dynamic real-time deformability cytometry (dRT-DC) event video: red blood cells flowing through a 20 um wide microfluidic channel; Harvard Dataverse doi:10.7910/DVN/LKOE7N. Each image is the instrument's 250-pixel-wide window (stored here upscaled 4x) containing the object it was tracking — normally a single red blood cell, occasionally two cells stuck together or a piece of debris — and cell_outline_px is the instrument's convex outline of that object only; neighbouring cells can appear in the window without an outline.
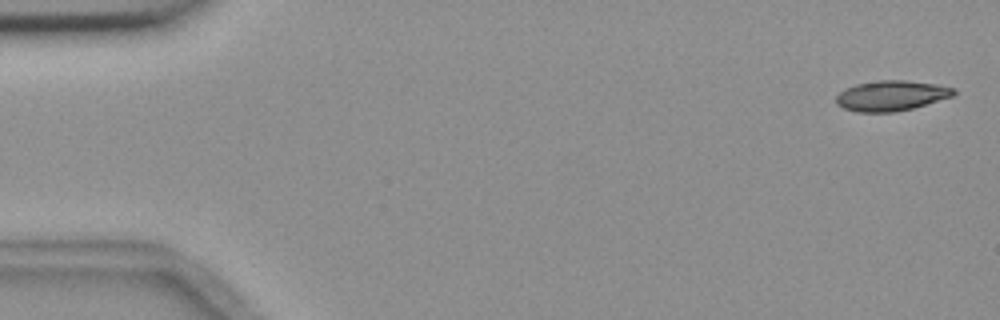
{"species": "common noctule bat (a hibernating species)", "species_latin": "Nyctalus noctula", "temperature_condition": "room temperature", "stored_images_in_passage": 5, "camera_frame_rate_fps": 3000, "um_per_image_px": 0.085, "animal": {"sex": "female", "body_mass_g": 18.4}, "frame": {"image": 1, "passage_image": 1, "time_ms": 0.0, "image_size_px": [1000, 320], "cell_outline_px": [[956, 96], [912, 108], [896, 112], [856, 112], [844, 108], [836, 104], [836, 96], [840, 92], [856, 84], [876, 80], [908, 80], [936, 84], [956, 88]], "centroid_in_image_um": [75.81, 8.13], "position_along_channel_um": 9.2, "area_um2": 20.92}}
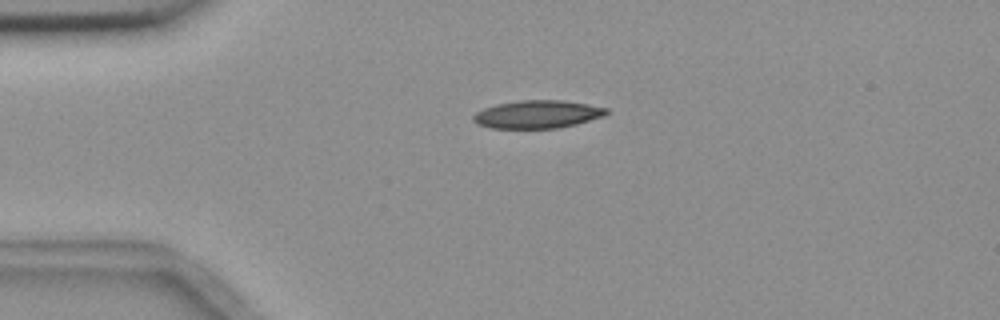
{"frame": {"image": 2, "passage_image": 4, "time_ms": 3.667, "image_size_px": [1000, 320], "cell_outline_px": [[612, 112], [604, 116], [576, 124], [556, 128], [492, 128], [476, 124], [472, 120], [472, 116], [476, 112], [484, 108], [496, 104], [520, 100], [564, 100], [588, 104], [608, 108]], "centroid_in_image_um": [45.7, 9.71], "position_along_channel_um": 39.3, "area_um2": 21.85}}